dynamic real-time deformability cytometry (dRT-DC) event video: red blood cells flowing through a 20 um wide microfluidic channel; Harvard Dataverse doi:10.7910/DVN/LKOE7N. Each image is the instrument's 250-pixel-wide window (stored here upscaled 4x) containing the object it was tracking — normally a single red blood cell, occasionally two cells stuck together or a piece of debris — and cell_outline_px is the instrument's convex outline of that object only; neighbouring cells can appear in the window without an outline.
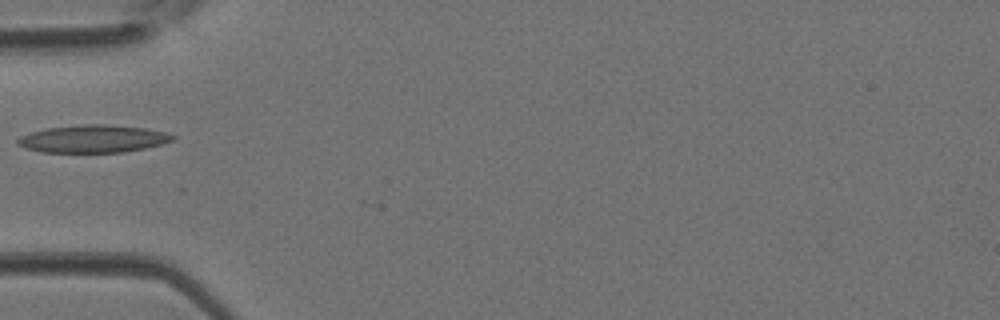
{"species": "Egyptian fruit bat (a non-hibernating species)", "species_latin": "Rousettus aegyptiacus", "temperature_condition": "room temperature", "stored_images_in_passage": 2, "camera_frame_rate_fps": 3000, "um_per_image_px": 0.085, "animal": {"sex": "female"}, "frame": {"image": 1, "passage_image": 2, "time_ms": 0.333, "image_size_px": [1000, 320], "cell_outline_px": [[176, 140], [144, 148], [120, 152], [40, 152], [16, 144], [16, 140], [20, 136], [32, 132], [48, 128], [84, 124], [104, 124], [144, 128], [168, 132], [176, 136]], "centroid_in_image_um": [7.94, 11.79], "position_along_channel_um": 77.1, "area_um2": 24.8}}